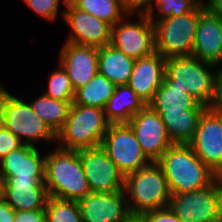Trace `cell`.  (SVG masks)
<instances>
[{
    "mask_svg": "<svg viewBox=\"0 0 222 222\" xmlns=\"http://www.w3.org/2000/svg\"><path fill=\"white\" fill-rule=\"evenodd\" d=\"M156 162L163 170L171 195L203 189L215 180L214 172L189 144L171 145Z\"/></svg>",
    "mask_w": 222,
    "mask_h": 222,
    "instance_id": "1",
    "label": "cell"
},
{
    "mask_svg": "<svg viewBox=\"0 0 222 222\" xmlns=\"http://www.w3.org/2000/svg\"><path fill=\"white\" fill-rule=\"evenodd\" d=\"M44 183L48 196L79 201L90 194L79 151L59 147L49 151L45 158Z\"/></svg>",
    "mask_w": 222,
    "mask_h": 222,
    "instance_id": "2",
    "label": "cell"
},
{
    "mask_svg": "<svg viewBox=\"0 0 222 222\" xmlns=\"http://www.w3.org/2000/svg\"><path fill=\"white\" fill-rule=\"evenodd\" d=\"M218 67L193 56L166 59L163 84L186 91L198 103L208 107L213 98L214 79Z\"/></svg>",
    "mask_w": 222,
    "mask_h": 222,
    "instance_id": "3",
    "label": "cell"
},
{
    "mask_svg": "<svg viewBox=\"0 0 222 222\" xmlns=\"http://www.w3.org/2000/svg\"><path fill=\"white\" fill-rule=\"evenodd\" d=\"M109 125L104 109L72 103L55 144L59 143L56 146L60 149L72 151L99 147Z\"/></svg>",
    "mask_w": 222,
    "mask_h": 222,
    "instance_id": "4",
    "label": "cell"
},
{
    "mask_svg": "<svg viewBox=\"0 0 222 222\" xmlns=\"http://www.w3.org/2000/svg\"><path fill=\"white\" fill-rule=\"evenodd\" d=\"M123 191L130 213L134 214L166 208L171 197L167 179L157 162L125 176Z\"/></svg>",
    "mask_w": 222,
    "mask_h": 222,
    "instance_id": "5",
    "label": "cell"
},
{
    "mask_svg": "<svg viewBox=\"0 0 222 222\" xmlns=\"http://www.w3.org/2000/svg\"><path fill=\"white\" fill-rule=\"evenodd\" d=\"M0 123L23 144L56 141V135L33 111L29 101H23L0 85ZM35 144V145H34Z\"/></svg>",
    "mask_w": 222,
    "mask_h": 222,
    "instance_id": "6",
    "label": "cell"
},
{
    "mask_svg": "<svg viewBox=\"0 0 222 222\" xmlns=\"http://www.w3.org/2000/svg\"><path fill=\"white\" fill-rule=\"evenodd\" d=\"M200 17V6L179 16H170L154 25L155 51L163 58L191 56Z\"/></svg>",
    "mask_w": 222,
    "mask_h": 222,
    "instance_id": "7",
    "label": "cell"
},
{
    "mask_svg": "<svg viewBox=\"0 0 222 222\" xmlns=\"http://www.w3.org/2000/svg\"><path fill=\"white\" fill-rule=\"evenodd\" d=\"M138 13V21L129 17ZM112 45L126 56L137 60L152 55L155 51L154 25L144 12H130L111 29Z\"/></svg>",
    "mask_w": 222,
    "mask_h": 222,
    "instance_id": "8",
    "label": "cell"
},
{
    "mask_svg": "<svg viewBox=\"0 0 222 222\" xmlns=\"http://www.w3.org/2000/svg\"><path fill=\"white\" fill-rule=\"evenodd\" d=\"M182 222H206L222 213V184L216 179L193 192L171 195L167 206Z\"/></svg>",
    "mask_w": 222,
    "mask_h": 222,
    "instance_id": "9",
    "label": "cell"
},
{
    "mask_svg": "<svg viewBox=\"0 0 222 222\" xmlns=\"http://www.w3.org/2000/svg\"><path fill=\"white\" fill-rule=\"evenodd\" d=\"M101 147L124 177L152 162L143 152L128 124H110Z\"/></svg>",
    "mask_w": 222,
    "mask_h": 222,
    "instance_id": "10",
    "label": "cell"
},
{
    "mask_svg": "<svg viewBox=\"0 0 222 222\" xmlns=\"http://www.w3.org/2000/svg\"><path fill=\"white\" fill-rule=\"evenodd\" d=\"M79 156L91 193L123 191L125 177L101 146L79 150Z\"/></svg>",
    "mask_w": 222,
    "mask_h": 222,
    "instance_id": "11",
    "label": "cell"
},
{
    "mask_svg": "<svg viewBox=\"0 0 222 222\" xmlns=\"http://www.w3.org/2000/svg\"><path fill=\"white\" fill-rule=\"evenodd\" d=\"M133 130L145 155L156 162L173 145L161 116L145 105L127 123Z\"/></svg>",
    "mask_w": 222,
    "mask_h": 222,
    "instance_id": "12",
    "label": "cell"
},
{
    "mask_svg": "<svg viewBox=\"0 0 222 222\" xmlns=\"http://www.w3.org/2000/svg\"><path fill=\"white\" fill-rule=\"evenodd\" d=\"M65 7L67 9L62 10L61 15L70 26V33L65 42L98 48L110 44V24L76 8L71 2L66 3Z\"/></svg>",
    "mask_w": 222,
    "mask_h": 222,
    "instance_id": "13",
    "label": "cell"
},
{
    "mask_svg": "<svg viewBox=\"0 0 222 222\" xmlns=\"http://www.w3.org/2000/svg\"><path fill=\"white\" fill-rule=\"evenodd\" d=\"M189 145L195 155L215 173L222 165V115L207 108Z\"/></svg>",
    "mask_w": 222,
    "mask_h": 222,
    "instance_id": "14",
    "label": "cell"
},
{
    "mask_svg": "<svg viewBox=\"0 0 222 222\" xmlns=\"http://www.w3.org/2000/svg\"><path fill=\"white\" fill-rule=\"evenodd\" d=\"M75 90L86 85L98 70V47L65 42L59 53V62Z\"/></svg>",
    "mask_w": 222,
    "mask_h": 222,
    "instance_id": "15",
    "label": "cell"
},
{
    "mask_svg": "<svg viewBox=\"0 0 222 222\" xmlns=\"http://www.w3.org/2000/svg\"><path fill=\"white\" fill-rule=\"evenodd\" d=\"M78 203L82 222H121L130 213L124 191L90 193Z\"/></svg>",
    "mask_w": 222,
    "mask_h": 222,
    "instance_id": "16",
    "label": "cell"
},
{
    "mask_svg": "<svg viewBox=\"0 0 222 222\" xmlns=\"http://www.w3.org/2000/svg\"><path fill=\"white\" fill-rule=\"evenodd\" d=\"M3 199L15 211L45 210L48 192L44 179L0 178Z\"/></svg>",
    "mask_w": 222,
    "mask_h": 222,
    "instance_id": "17",
    "label": "cell"
},
{
    "mask_svg": "<svg viewBox=\"0 0 222 222\" xmlns=\"http://www.w3.org/2000/svg\"><path fill=\"white\" fill-rule=\"evenodd\" d=\"M191 56L220 65L222 60V19L200 5V17Z\"/></svg>",
    "mask_w": 222,
    "mask_h": 222,
    "instance_id": "18",
    "label": "cell"
},
{
    "mask_svg": "<svg viewBox=\"0 0 222 222\" xmlns=\"http://www.w3.org/2000/svg\"><path fill=\"white\" fill-rule=\"evenodd\" d=\"M165 64L166 59L158 52L134 61V67L127 85L145 105L153 100L156 90L163 83Z\"/></svg>",
    "mask_w": 222,
    "mask_h": 222,
    "instance_id": "19",
    "label": "cell"
},
{
    "mask_svg": "<svg viewBox=\"0 0 222 222\" xmlns=\"http://www.w3.org/2000/svg\"><path fill=\"white\" fill-rule=\"evenodd\" d=\"M45 158L36 146L22 144L0 159V178L44 179Z\"/></svg>",
    "mask_w": 222,
    "mask_h": 222,
    "instance_id": "20",
    "label": "cell"
},
{
    "mask_svg": "<svg viewBox=\"0 0 222 222\" xmlns=\"http://www.w3.org/2000/svg\"><path fill=\"white\" fill-rule=\"evenodd\" d=\"M144 106V102L127 84L116 85L104 113L110 124H127Z\"/></svg>",
    "mask_w": 222,
    "mask_h": 222,
    "instance_id": "21",
    "label": "cell"
},
{
    "mask_svg": "<svg viewBox=\"0 0 222 222\" xmlns=\"http://www.w3.org/2000/svg\"><path fill=\"white\" fill-rule=\"evenodd\" d=\"M134 61L110 44L98 48L99 74L115 85L128 84Z\"/></svg>",
    "mask_w": 222,
    "mask_h": 222,
    "instance_id": "22",
    "label": "cell"
},
{
    "mask_svg": "<svg viewBox=\"0 0 222 222\" xmlns=\"http://www.w3.org/2000/svg\"><path fill=\"white\" fill-rule=\"evenodd\" d=\"M206 109H184L175 112H157L166 126L167 133L173 144H189L202 113Z\"/></svg>",
    "mask_w": 222,
    "mask_h": 222,
    "instance_id": "23",
    "label": "cell"
},
{
    "mask_svg": "<svg viewBox=\"0 0 222 222\" xmlns=\"http://www.w3.org/2000/svg\"><path fill=\"white\" fill-rule=\"evenodd\" d=\"M35 114L57 135L65 125L73 101H59L44 93L29 102Z\"/></svg>",
    "mask_w": 222,
    "mask_h": 222,
    "instance_id": "24",
    "label": "cell"
},
{
    "mask_svg": "<svg viewBox=\"0 0 222 222\" xmlns=\"http://www.w3.org/2000/svg\"><path fill=\"white\" fill-rule=\"evenodd\" d=\"M155 112H175L184 109H207L186 91L168 88L163 83L156 90L153 100L148 104Z\"/></svg>",
    "mask_w": 222,
    "mask_h": 222,
    "instance_id": "25",
    "label": "cell"
},
{
    "mask_svg": "<svg viewBox=\"0 0 222 222\" xmlns=\"http://www.w3.org/2000/svg\"><path fill=\"white\" fill-rule=\"evenodd\" d=\"M115 88V84L98 73L86 85L75 90L73 103L104 109Z\"/></svg>",
    "mask_w": 222,
    "mask_h": 222,
    "instance_id": "26",
    "label": "cell"
},
{
    "mask_svg": "<svg viewBox=\"0 0 222 222\" xmlns=\"http://www.w3.org/2000/svg\"><path fill=\"white\" fill-rule=\"evenodd\" d=\"M71 3L111 26H115L131 12L122 0H72Z\"/></svg>",
    "mask_w": 222,
    "mask_h": 222,
    "instance_id": "27",
    "label": "cell"
},
{
    "mask_svg": "<svg viewBox=\"0 0 222 222\" xmlns=\"http://www.w3.org/2000/svg\"><path fill=\"white\" fill-rule=\"evenodd\" d=\"M203 1L204 0H153L143 12L150 17L152 22H157L170 16H179L191 12L195 7L200 6ZM155 7L158 8V12L154 15Z\"/></svg>",
    "mask_w": 222,
    "mask_h": 222,
    "instance_id": "28",
    "label": "cell"
},
{
    "mask_svg": "<svg viewBox=\"0 0 222 222\" xmlns=\"http://www.w3.org/2000/svg\"><path fill=\"white\" fill-rule=\"evenodd\" d=\"M46 222H82L78 201L49 196L45 205Z\"/></svg>",
    "mask_w": 222,
    "mask_h": 222,
    "instance_id": "29",
    "label": "cell"
},
{
    "mask_svg": "<svg viewBox=\"0 0 222 222\" xmlns=\"http://www.w3.org/2000/svg\"><path fill=\"white\" fill-rule=\"evenodd\" d=\"M58 67L52 71L47 84V91L44 94L59 101H73L75 91L70 78L60 64Z\"/></svg>",
    "mask_w": 222,
    "mask_h": 222,
    "instance_id": "30",
    "label": "cell"
},
{
    "mask_svg": "<svg viewBox=\"0 0 222 222\" xmlns=\"http://www.w3.org/2000/svg\"><path fill=\"white\" fill-rule=\"evenodd\" d=\"M25 4L32 10L35 14L41 18L47 19L48 21H56L57 16H59L58 11L60 7V2L66 4L62 0H23Z\"/></svg>",
    "mask_w": 222,
    "mask_h": 222,
    "instance_id": "31",
    "label": "cell"
},
{
    "mask_svg": "<svg viewBox=\"0 0 222 222\" xmlns=\"http://www.w3.org/2000/svg\"><path fill=\"white\" fill-rule=\"evenodd\" d=\"M23 143L0 123V159L19 148Z\"/></svg>",
    "mask_w": 222,
    "mask_h": 222,
    "instance_id": "32",
    "label": "cell"
},
{
    "mask_svg": "<svg viewBox=\"0 0 222 222\" xmlns=\"http://www.w3.org/2000/svg\"><path fill=\"white\" fill-rule=\"evenodd\" d=\"M210 111L222 115V67H218L214 79V92L210 105Z\"/></svg>",
    "mask_w": 222,
    "mask_h": 222,
    "instance_id": "33",
    "label": "cell"
},
{
    "mask_svg": "<svg viewBox=\"0 0 222 222\" xmlns=\"http://www.w3.org/2000/svg\"><path fill=\"white\" fill-rule=\"evenodd\" d=\"M146 222H182L168 207L143 214Z\"/></svg>",
    "mask_w": 222,
    "mask_h": 222,
    "instance_id": "34",
    "label": "cell"
},
{
    "mask_svg": "<svg viewBox=\"0 0 222 222\" xmlns=\"http://www.w3.org/2000/svg\"><path fill=\"white\" fill-rule=\"evenodd\" d=\"M14 222H46L45 210L15 211Z\"/></svg>",
    "mask_w": 222,
    "mask_h": 222,
    "instance_id": "35",
    "label": "cell"
},
{
    "mask_svg": "<svg viewBox=\"0 0 222 222\" xmlns=\"http://www.w3.org/2000/svg\"><path fill=\"white\" fill-rule=\"evenodd\" d=\"M15 210L3 199L0 202V222H14Z\"/></svg>",
    "mask_w": 222,
    "mask_h": 222,
    "instance_id": "36",
    "label": "cell"
},
{
    "mask_svg": "<svg viewBox=\"0 0 222 222\" xmlns=\"http://www.w3.org/2000/svg\"><path fill=\"white\" fill-rule=\"evenodd\" d=\"M131 12H143L153 0H122Z\"/></svg>",
    "mask_w": 222,
    "mask_h": 222,
    "instance_id": "37",
    "label": "cell"
},
{
    "mask_svg": "<svg viewBox=\"0 0 222 222\" xmlns=\"http://www.w3.org/2000/svg\"><path fill=\"white\" fill-rule=\"evenodd\" d=\"M205 8L222 19V0H205Z\"/></svg>",
    "mask_w": 222,
    "mask_h": 222,
    "instance_id": "38",
    "label": "cell"
},
{
    "mask_svg": "<svg viewBox=\"0 0 222 222\" xmlns=\"http://www.w3.org/2000/svg\"><path fill=\"white\" fill-rule=\"evenodd\" d=\"M121 222H146L143 214L129 213Z\"/></svg>",
    "mask_w": 222,
    "mask_h": 222,
    "instance_id": "39",
    "label": "cell"
},
{
    "mask_svg": "<svg viewBox=\"0 0 222 222\" xmlns=\"http://www.w3.org/2000/svg\"><path fill=\"white\" fill-rule=\"evenodd\" d=\"M215 179L222 184V165L221 167L214 173Z\"/></svg>",
    "mask_w": 222,
    "mask_h": 222,
    "instance_id": "40",
    "label": "cell"
},
{
    "mask_svg": "<svg viewBox=\"0 0 222 222\" xmlns=\"http://www.w3.org/2000/svg\"><path fill=\"white\" fill-rule=\"evenodd\" d=\"M206 222H222V213L219 216H217L209 221H206Z\"/></svg>",
    "mask_w": 222,
    "mask_h": 222,
    "instance_id": "41",
    "label": "cell"
},
{
    "mask_svg": "<svg viewBox=\"0 0 222 222\" xmlns=\"http://www.w3.org/2000/svg\"><path fill=\"white\" fill-rule=\"evenodd\" d=\"M3 200V189L2 186L0 185V202Z\"/></svg>",
    "mask_w": 222,
    "mask_h": 222,
    "instance_id": "42",
    "label": "cell"
},
{
    "mask_svg": "<svg viewBox=\"0 0 222 222\" xmlns=\"http://www.w3.org/2000/svg\"><path fill=\"white\" fill-rule=\"evenodd\" d=\"M63 1H65V3H69V2H71L72 0H63Z\"/></svg>",
    "mask_w": 222,
    "mask_h": 222,
    "instance_id": "43",
    "label": "cell"
}]
</instances>
